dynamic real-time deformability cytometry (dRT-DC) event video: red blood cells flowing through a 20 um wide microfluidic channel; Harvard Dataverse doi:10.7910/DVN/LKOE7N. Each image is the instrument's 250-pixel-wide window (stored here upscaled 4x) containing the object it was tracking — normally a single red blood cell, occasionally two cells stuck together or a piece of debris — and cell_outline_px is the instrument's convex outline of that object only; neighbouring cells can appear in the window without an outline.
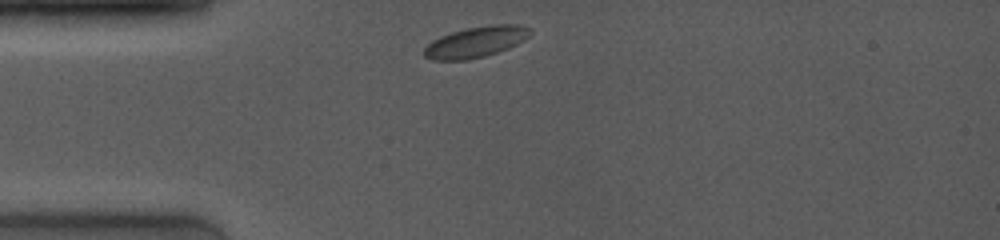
{"species": "common noctule bat (a hibernating species)", "species_latin": "Nyctalus noctula", "temperature_condition": "room temperature", "stored_images_in_passage": 4, "camera_frame_rate_fps": 4000, "um_per_image_px": 0.085, "animal": {"sex": "female", "body_mass_g": 19.0, "forearm_length_mm": 53.3}, "frame": {"image": 1, "passage_image": 1, "time_ms": 0.0, "image_size_px": [1000, 240], "cell_outline_px": [[532, 32], [524, 40], [508, 48], [484, 56], [468, 60], [432, 60], [424, 56], [424, 48], [432, 40], [440, 36], [452, 32], [468, 28], [492, 24], [516, 24], [532, 28]], "centroid_in_image_um": [40.45, 3.56], "position_along_channel_um": 44.5, "area_um2": 19.02}}
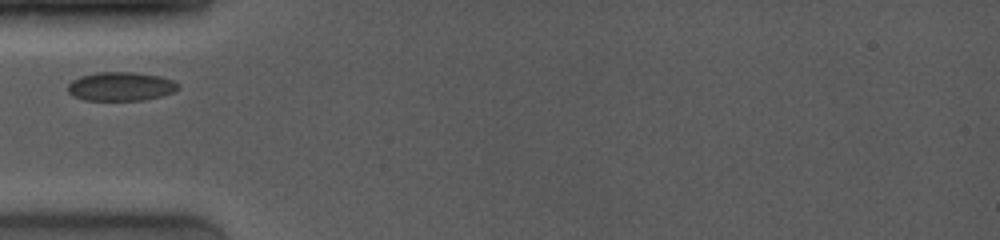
{"frame": {"image": 2, "passage_image": 3, "time_ms": 1.25, "image_size_px": [1000, 240], "cell_outline_px": [[180, 88], [172, 92], [160, 96], [144, 100], [84, 100], [72, 96], [68, 92], [68, 84], [72, 80], [80, 76], [96, 72], [136, 72], [160, 76], [172, 80], [180, 84]], "centroid_in_image_um": [10.26, 7.34], "position_along_channel_um": 74.7, "area_um2": 18.67}}